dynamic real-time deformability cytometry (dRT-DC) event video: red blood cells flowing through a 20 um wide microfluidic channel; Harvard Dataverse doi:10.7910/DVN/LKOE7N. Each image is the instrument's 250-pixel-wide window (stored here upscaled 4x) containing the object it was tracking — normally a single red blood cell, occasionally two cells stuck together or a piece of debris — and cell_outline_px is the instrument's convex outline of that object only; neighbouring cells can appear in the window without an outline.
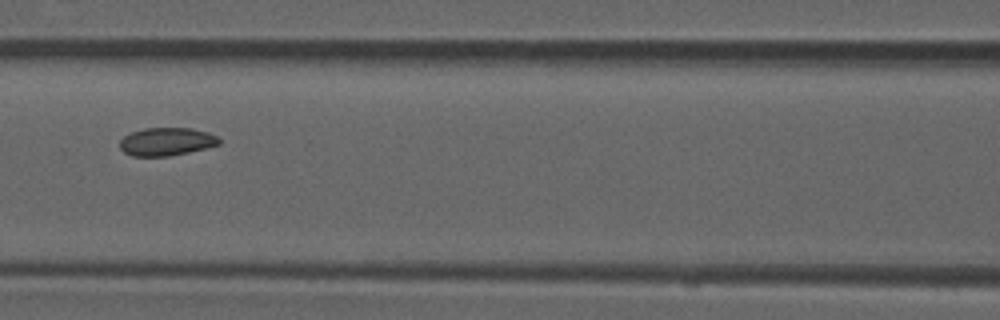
{"species": "common noctule bat (a hibernating species)", "species_latin": "Nyctalus noctula", "temperature_condition": "room temperature", "stored_images_in_passage": 8, "camera_frame_rate_fps": 3000, "um_per_image_px": 0.085, "animal": {"sex": "male", "forearm_length_mm": 52.5}, "frame": {"image": 1, "passage_image": 6, "time_ms": 1.667, "image_size_px": [1000, 320], "cell_outline_px": [[220, 144], [188, 152], [168, 156], [132, 156], [124, 152], [120, 148], [120, 140], [124, 136], [132, 132], [144, 128], [192, 128], [208, 132], [216, 136], [220, 140]], "centroid_in_image_um": [14.14, 12.03], "position_along_channel_um": 152.5, "area_um2": 16.13}}
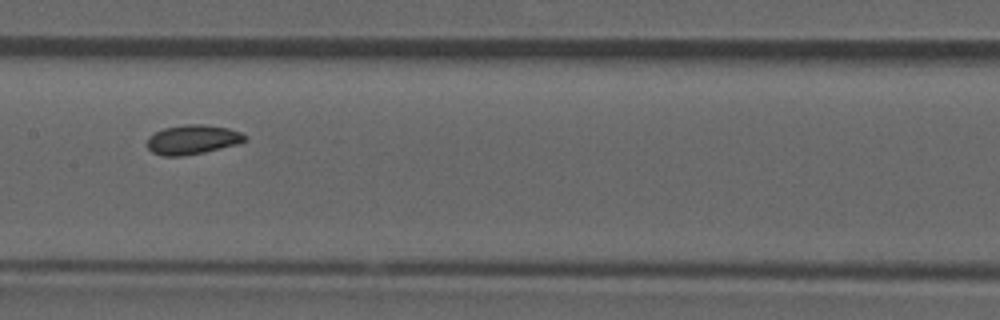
{"frame": {"image": 2, "passage_image": 7, "time_ms": 2.0, "image_size_px": [1000, 320], "cell_outline_px": [[248, 140], [240, 144], [204, 152], [180, 156], [164, 156], [152, 152], [148, 148], [148, 136], [164, 128], [188, 124], [204, 124], [228, 128], [240, 132], [248, 136]], "centroid_in_image_um": [16.42, 11.86], "position_along_channel_um": 191.0, "area_um2": 16.82}}
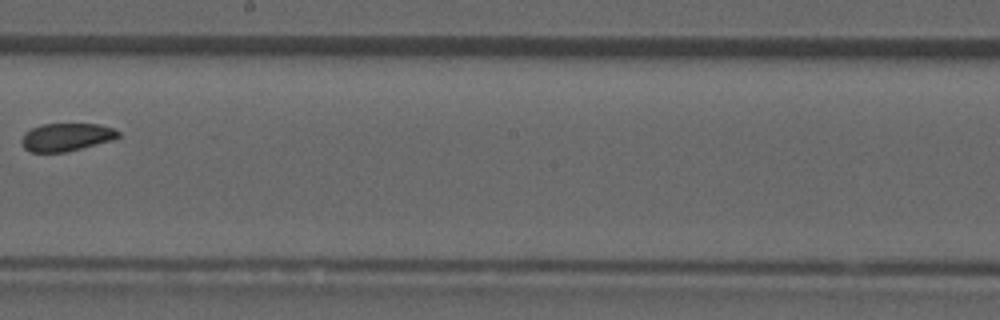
{"frame": {"image": 3, "passage_image": 8, "time_ms": 2.333, "image_size_px": [1000, 320], "cell_outline_px": [[120, 136], [112, 140], [64, 152], [32, 152], [24, 148], [20, 140], [24, 132], [32, 128], [44, 124], [100, 124], [112, 128], [120, 132]], "centroid_in_image_um": [5.62, 11.65], "position_along_channel_um": 242.6, "area_um2": 15.61}}